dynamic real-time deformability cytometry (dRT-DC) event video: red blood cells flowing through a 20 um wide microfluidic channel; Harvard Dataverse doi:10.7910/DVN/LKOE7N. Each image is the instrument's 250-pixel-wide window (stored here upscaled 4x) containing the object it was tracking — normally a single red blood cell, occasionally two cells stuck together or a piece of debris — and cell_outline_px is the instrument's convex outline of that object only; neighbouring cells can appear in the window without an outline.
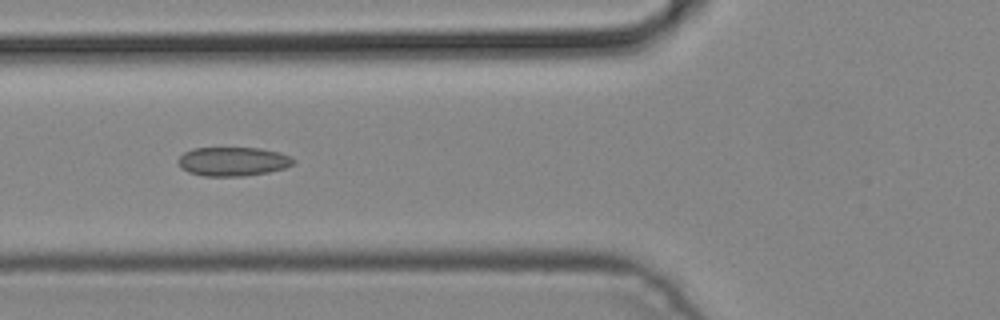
{"species": "common noctule bat (a hibernating species)", "species_latin": "Nyctalus noctula", "temperature_condition": "cold", "stored_images_in_passage": 5, "camera_frame_rate_fps": 3000, "um_per_image_px": 0.085, "animal": {"sex": "male", "body_mass_g": 19.2, "forearm_length_mm": 51.8}, "frame": {"image": 1, "passage_image": 5, "time_ms": 1.333, "image_size_px": [1000, 320], "cell_outline_px": [[296, 160], [292, 164], [284, 168], [268, 172], [244, 176], [204, 176], [188, 172], [180, 168], [176, 160], [184, 152], [192, 148], [260, 148], [280, 152], [292, 156]], "centroid_in_image_um": [19.78, 13.72], "position_along_channel_um": 106.0, "area_um2": 19.65}}